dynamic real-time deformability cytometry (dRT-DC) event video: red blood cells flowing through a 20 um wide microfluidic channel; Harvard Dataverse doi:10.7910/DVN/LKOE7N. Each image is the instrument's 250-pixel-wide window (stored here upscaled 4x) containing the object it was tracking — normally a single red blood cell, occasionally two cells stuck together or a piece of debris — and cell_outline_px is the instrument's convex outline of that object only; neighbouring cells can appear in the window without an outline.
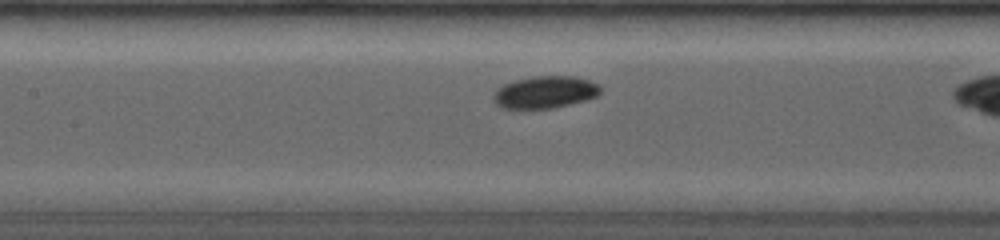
{"species": "common noctule bat (a hibernating species)", "species_latin": "Nyctalus noctula", "temperature_condition": "room temperature", "stored_images_in_passage": 19, "camera_frame_rate_fps": 4000, "um_per_image_px": 0.085, "animal": {"sex": "female", "body_mass_g": 19.0, "forearm_length_mm": 53.3}, "frame": {"image": 1, "passage_image": 14, "time_ms": 3.25, "image_size_px": [1000, 240], "cell_outline_px": [[600, 92], [596, 96], [584, 100], [552, 108], [500, 108], [492, 100], [492, 96], [496, 88], [504, 84], [516, 80], [532, 76], [576, 76], [588, 80], [596, 84], [600, 88]], "centroid_in_image_um": [46.26, 7.83], "position_along_channel_um": 161.1, "area_um2": 19.94}}
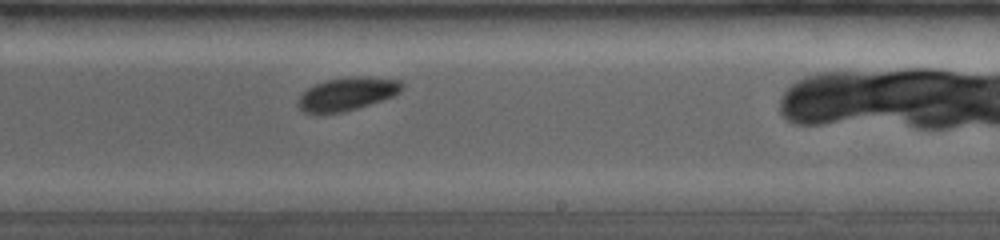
{"frame": {"image": 2, "passage_image": 19, "time_ms": 5.75, "image_size_px": [1000, 240], "cell_outline_px": [[404, 88], [400, 92], [392, 96], [344, 112], [304, 112], [300, 108], [300, 96], [308, 88], [324, 80], [352, 76], [368, 76], [400, 80], [404, 84]], "centroid_in_image_um": [29.57, 7.94], "position_along_channel_um": 259.4, "area_um2": 19.65}}